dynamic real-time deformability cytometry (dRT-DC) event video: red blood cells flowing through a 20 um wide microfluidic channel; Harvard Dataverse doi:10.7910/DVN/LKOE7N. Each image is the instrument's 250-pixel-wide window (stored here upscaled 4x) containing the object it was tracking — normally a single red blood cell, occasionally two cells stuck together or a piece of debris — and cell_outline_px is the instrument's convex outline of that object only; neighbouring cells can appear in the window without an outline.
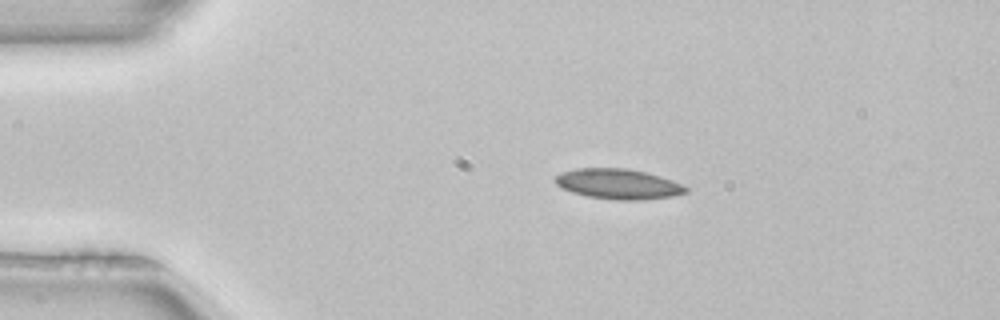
{"species": "common noctule bat (a hibernating species)", "species_latin": "Nyctalus noctula", "temperature_condition": "room temperature", "stored_images_in_passage": 2, "camera_frame_rate_fps": 3000, "um_per_image_px": 0.085, "animal": {"sex": "female", "body_mass_g": 22.7, "forearm_length_mm": 54.2}, "frame": {"image": 1, "passage_image": 1, "time_ms": 0.0, "image_size_px": [1000, 320], "cell_outline_px": [[688, 192], [672, 196], [640, 200], [616, 200], [588, 196], [572, 192], [560, 188], [552, 180], [560, 172], [576, 168], [628, 168], [648, 172], [672, 180], [688, 188]], "centroid_in_image_um": [52.51, 15.63], "position_along_channel_um": 32.5, "area_um2": 23.18}}